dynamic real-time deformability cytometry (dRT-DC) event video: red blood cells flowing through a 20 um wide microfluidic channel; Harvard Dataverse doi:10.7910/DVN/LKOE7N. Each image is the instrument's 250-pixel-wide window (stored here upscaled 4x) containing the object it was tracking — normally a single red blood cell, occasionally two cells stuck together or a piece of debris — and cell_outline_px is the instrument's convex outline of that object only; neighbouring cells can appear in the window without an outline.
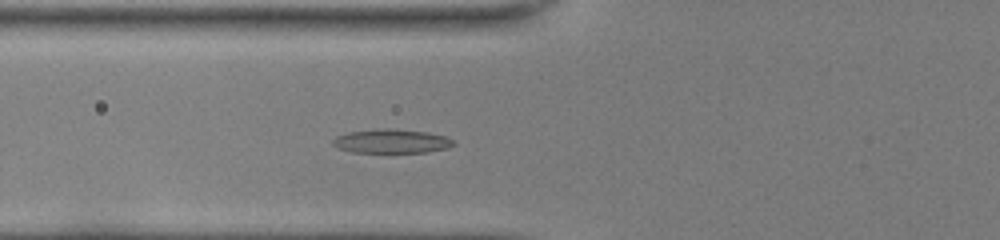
{"species": "common noctule bat (a hibernating species)", "species_latin": "Nyctalus noctula", "temperature_condition": "room temperature", "stored_images_in_passage": 36, "camera_frame_rate_fps": 3000, "um_per_image_px": 0.085, "animal": {"sex": "female", "body_mass_g": 22.0, "forearm_length_mm": 56.7}, "frame": {"image": 1, "passage_image": 6, "time_ms": 1.667, "image_size_px": [1000, 240], "cell_outline_px": [[456, 144], [448, 148], [428, 152], [352, 152], [340, 148], [332, 144], [332, 140], [336, 136], [348, 132], [380, 128], [392, 128], [428, 132], [444, 136], [452, 140]], "centroid_in_image_um": [33.28, 11.99], "position_along_channel_um": 92.5, "area_um2": 16.88}}
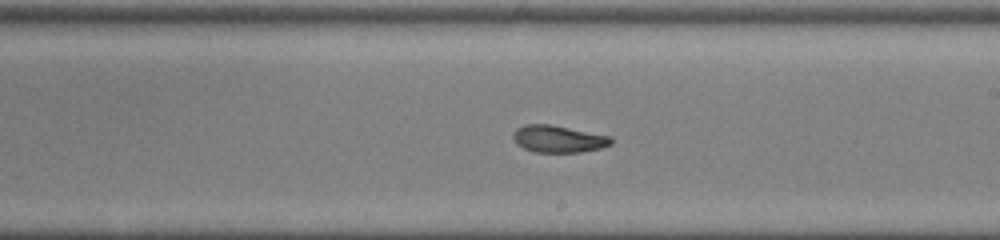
{"frame": {"image": 2, "passage_image": 17, "time_ms": 5.333, "image_size_px": [1000, 240], "cell_outline_px": [[612, 144], [600, 148], [580, 152], [536, 152], [524, 148], [516, 144], [512, 136], [516, 128], [524, 124], [552, 124], [612, 136]], "centroid_in_image_um": [47.46, 11.79], "position_along_channel_um": 241.5, "area_um2": 15.61}}
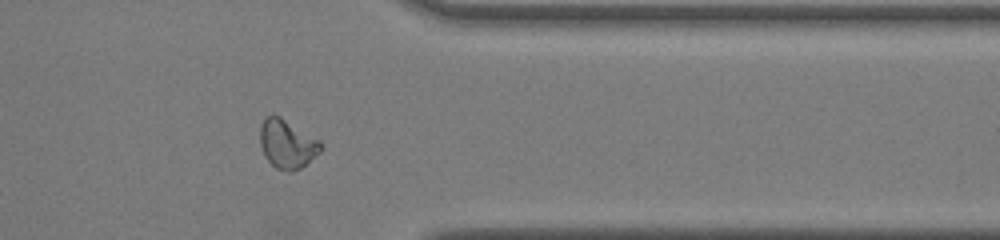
{"frame": {"image": 3, "passage_image": 28, "time_ms": 9.0, "image_size_px": [1000, 240], "cell_outline_px": [[324, 148], [320, 152], [300, 168], [292, 172], [288, 172], [276, 168], [264, 156], [260, 144], [260, 124], [264, 116], [272, 112], [280, 116], [320, 140]], "centroid_in_image_um": [24.39, 12.2], "position_along_channel_um": 387.0, "area_um2": 17.57}, "authors_computed_cell_mechanics": {"area_um2": 16.0973, "velocity_mm_per_s": 4.0581, "shape_relaxation_time_tau1_ms": 11.2163, "shape_relaxation_time_tau2_ms": 2.7271, "deformation_change_tau1": 0.3004, "deformation_change_tau2": 0.0612}}